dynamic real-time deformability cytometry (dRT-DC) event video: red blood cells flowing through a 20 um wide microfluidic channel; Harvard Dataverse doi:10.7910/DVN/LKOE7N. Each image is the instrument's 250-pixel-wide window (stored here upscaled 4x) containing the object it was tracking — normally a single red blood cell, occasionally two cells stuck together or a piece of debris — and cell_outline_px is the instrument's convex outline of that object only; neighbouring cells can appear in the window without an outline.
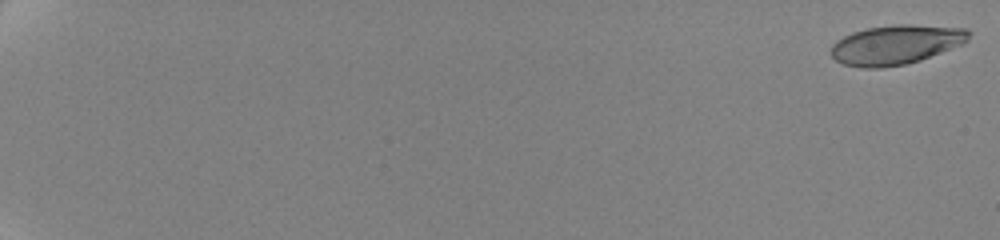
{"species": "human", "species_latin": "Homo sapiens", "temperature_condition": "cold", "stored_images_in_passage": 17, "camera_frame_rate_fps": 3000, "um_per_image_px": 0.085, "donor": {"sex": "female"}, "frame": {"image": 1, "passage_image": 1, "time_ms": 0.0, "image_size_px": [1000, 240], "cell_outline_px": [[972, 32], [968, 40], [960, 44], [920, 60], [904, 64], [880, 68], [860, 68], [844, 64], [836, 60], [828, 52], [832, 44], [836, 40], [852, 32], [868, 28], [896, 24], [908, 24], [964, 28]], "centroid_in_image_um": [76.1, 3.79], "position_along_channel_um": 8.9, "area_um2": 31.56}}
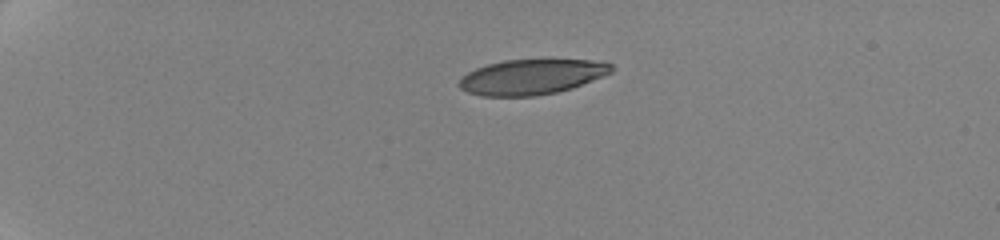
{"frame": {"image": 2, "passage_image": 12, "time_ms": 5.333, "image_size_px": [1000, 240], "cell_outline_px": [[616, 68], [612, 72], [604, 76], [572, 88], [556, 92], [536, 96], [480, 96], [468, 92], [460, 88], [460, 80], [468, 72], [476, 68], [488, 64], [504, 60], [592, 60], [612, 64]], "centroid_in_image_um": [45.22, 6.54], "position_along_channel_um": 39.8, "area_um2": 31.1}}
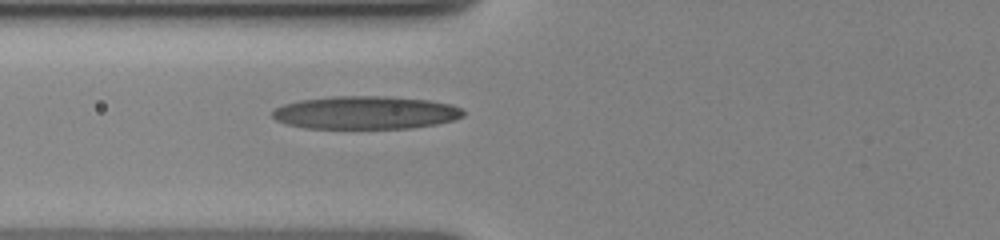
{"frame": {"image": 3, "passage_image": 17, "time_ms": 9.0, "image_size_px": [1000, 240], "cell_outline_px": [[464, 116], [452, 120], [436, 124], [412, 128], [304, 128], [288, 124], [276, 120], [272, 116], [272, 112], [276, 108], [284, 104], [300, 100], [332, 96], [384, 96], [432, 100], [452, 104], [460, 108], [464, 112]], "centroid_in_image_um": [31.09, 9.57], "position_along_channel_um": 94.7, "area_um2": 36.76}}